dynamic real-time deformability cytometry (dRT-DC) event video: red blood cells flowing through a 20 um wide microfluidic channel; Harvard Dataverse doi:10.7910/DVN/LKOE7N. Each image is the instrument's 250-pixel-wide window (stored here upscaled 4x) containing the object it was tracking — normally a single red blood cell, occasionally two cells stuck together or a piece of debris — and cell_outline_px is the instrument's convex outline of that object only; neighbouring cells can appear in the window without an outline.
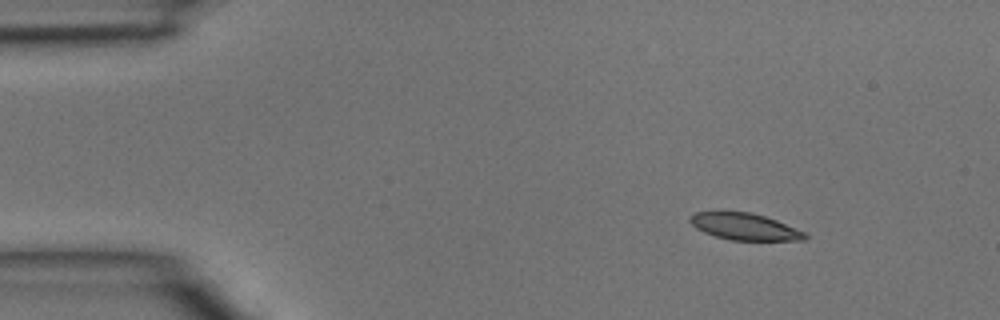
{"species": "common noctule bat (a hibernating species)", "species_latin": "Nyctalus noctula", "temperature_condition": "room temperature", "stored_images_in_passage": 3, "camera_frame_rate_fps": 3000, "um_per_image_px": 0.085, "animal": {"sex": "male", "body_mass_g": 15.6}, "frame": {"image": 1, "passage_image": 1, "time_ms": 0.0, "image_size_px": [1000, 320], "cell_outline_px": [[808, 236], [804, 240], [732, 240], [716, 236], [704, 232], [696, 228], [688, 220], [688, 216], [696, 212], [748, 212], [764, 216], [776, 220], [804, 232]], "centroid_in_image_um": [63.26, 19.26], "position_along_channel_um": 21.7, "area_um2": 17.63}}